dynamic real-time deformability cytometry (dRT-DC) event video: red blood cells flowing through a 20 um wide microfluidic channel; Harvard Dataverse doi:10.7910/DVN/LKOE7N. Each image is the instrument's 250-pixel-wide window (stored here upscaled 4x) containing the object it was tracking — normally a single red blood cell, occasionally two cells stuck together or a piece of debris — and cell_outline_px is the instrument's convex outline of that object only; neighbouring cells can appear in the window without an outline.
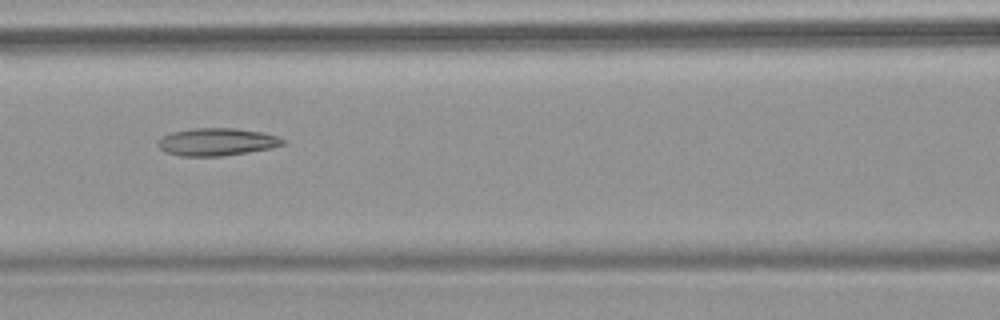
{"species": "common noctule bat (a hibernating species)", "species_latin": "Nyctalus noctula", "temperature_condition": "warm", "stored_images_in_passage": 4, "camera_frame_rate_fps": 3000, "um_per_image_px": 0.085, "animal": {"sex": "female", "body_mass_g": 18.4}, "frame": {"image": 1, "passage_image": 3, "time_ms": 2.333, "image_size_px": [1000, 320], "cell_outline_px": [[284, 144], [272, 148], [248, 152], [220, 156], [180, 156], [168, 152], [160, 148], [160, 140], [164, 136], [172, 132], [192, 128], [236, 128], [264, 132], [276, 136], [284, 140]], "centroid_in_image_um": [18.48, 12.05], "position_along_channel_um": 148.1, "area_um2": 19.83}}
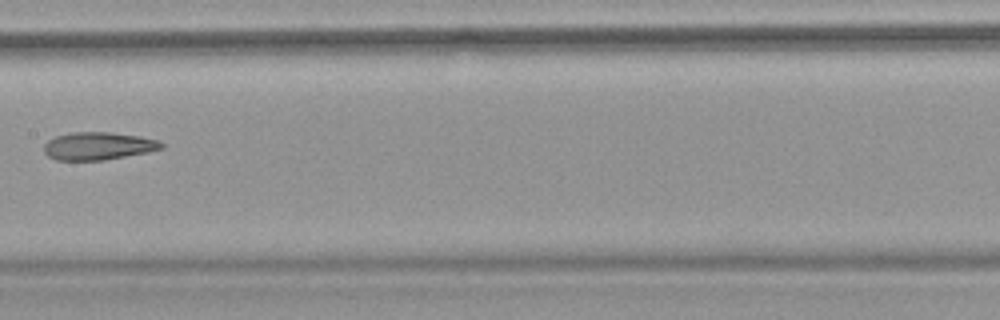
{"frame": {"image": 2, "passage_image": 4, "time_ms": 3.667, "image_size_px": [1000, 320], "cell_outline_px": [[164, 148], [148, 152], [104, 160], [56, 160], [48, 156], [44, 152], [44, 144], [48, 140], [56, 136], [72, 132], [112, 132], [140, 136], [160, 140], [164, 144]], "centroid_in_image_um": [8.37, 12.4], "position_along_channel_um": 199.0, "area_um2": 19.13}}